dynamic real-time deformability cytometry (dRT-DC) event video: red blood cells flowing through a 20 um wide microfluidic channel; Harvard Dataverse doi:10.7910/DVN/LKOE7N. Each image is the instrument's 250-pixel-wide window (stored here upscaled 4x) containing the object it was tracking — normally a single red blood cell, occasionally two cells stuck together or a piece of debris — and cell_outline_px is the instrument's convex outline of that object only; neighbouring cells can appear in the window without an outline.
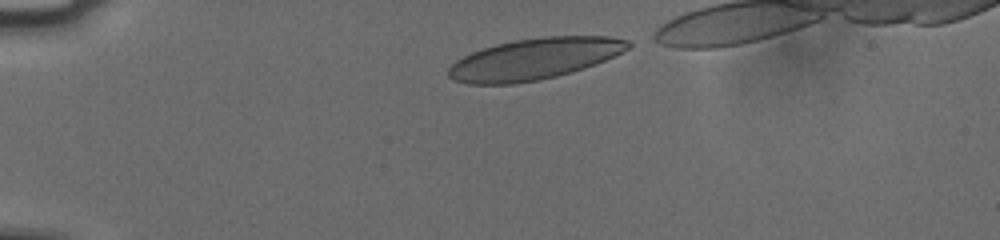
{"species": "human", "species_latin": "Homo sapiens", "temperature_condition": "cold", "stored_images_in_passage": 38, "camera_frame_rate_fps": 3000, "um_per_image_px": 0.085, "donor": {"sex": "male"}, "frame": {"image": 1, "passage_image": 1, "time_ms": 0.0, "image_size_px": [1000, 240], "cell_outline_px": [[632, 44], [624, 52], [584, 68], [556, 76], [540, 80], [512, 84], [468, 84], [452, 80], [448, 76], [448, 68], [456, 60], [472, 52], [496, 44], [516, 40], [544, 36], [608, 36], [628, 40]], "centroid_in_image_um": [45.41, 5.01], "position_along_channel_um": 39.6, "area_um2": 43.12}}
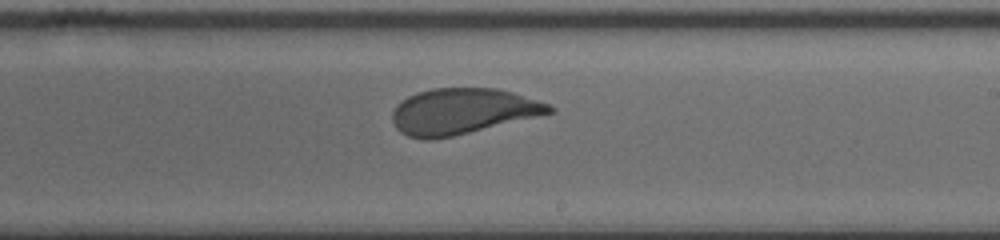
{"frame": {"image": 2, "passage_image": 22, "time_ms": 7.0, "image_size_px": [1000, 240], "cell_outline_px": [[556, 108], [552, 112], [536, 116], [452, 136], [428, 140], [424, 140], [408, 136], [400, 132], [396, 128], [392, 120], [392, 112], [396, 104], [408, 96], [416, 92], [432, 88], [496, 88], [512, 92], [548, 104]], "centroid_in_image_um": [39.23, 9.45], "position_along_channel_um": 249.8, "area_um2": 41.5}}
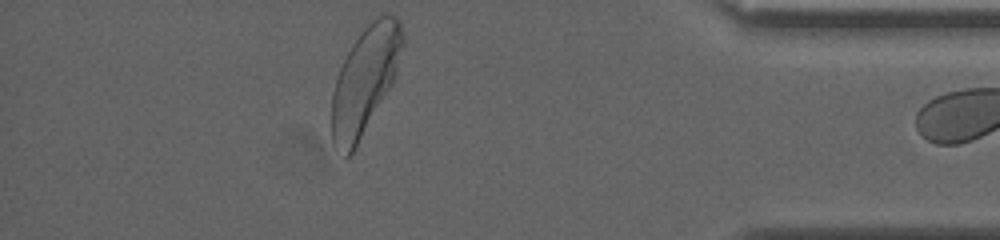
{"frame": {"image": 3, "passage_image": 37, "time_ms": 12.0, "image_size_px": [1000, 240], "cell_outline_px": [[404, 44], [396, 72], [392, 84], [352, 152], [348, 156], [344, 156], [332, 144], [332, 92], [336, 76], [352, 44], [372, 16], [396, 16], [400, 20], [404, 32]], "centroid_in_image_um": [31.03, 6.78], "position_along_channel_um": 404.2, "area_um2": 43.93}}